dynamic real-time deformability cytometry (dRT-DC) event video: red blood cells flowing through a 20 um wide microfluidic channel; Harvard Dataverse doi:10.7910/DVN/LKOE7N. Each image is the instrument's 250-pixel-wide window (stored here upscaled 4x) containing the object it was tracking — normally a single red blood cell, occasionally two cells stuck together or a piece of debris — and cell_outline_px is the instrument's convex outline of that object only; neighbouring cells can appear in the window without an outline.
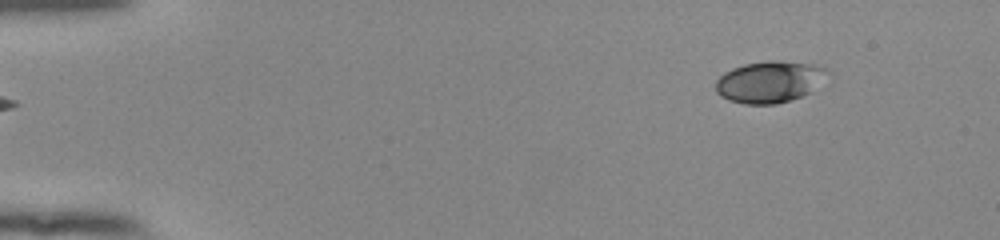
{"species": "human", "species_latin": "Homo sapiens", "temperature_condition": "room temperature", "stored_images_in_passage": 48, "camera_frame_rate_fps": 3000, "um_per_image_px": 0.085, "donor": {"sex": "female"}, "frame": {"image": 1, "passage_image": 1, "time_ms": 0.0, "image_size_px": [1000, 240], "cell_outline_px": [[832, 76], [808, 92], [792, 100], [776, 104], [744, 104], [728, 100], [720, 96], [716, 92], [716, 80], [724, 72], [732, 68], [744, 64], [772, 60], [780, 60], [820, 64], [828, 68], [832, 72]], "centroid_in_image_um": [65.49, 6.93], "position_along_channel_um": 19.5, "area_um2": 27.74}}
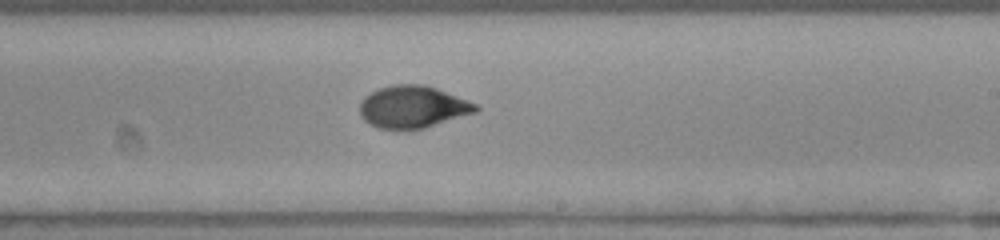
{"frame": {"image": 2, "passage_image": 28, "time_ms": 9.0, "image_size_px": [1000, 240], "cell_outline_px": [[480, 108], [476, 112], [424, 128], [376, 128], [368, 124], [360, 116], [360, 104], [364, 96], [380, 88], [392, 84], [424, 84], [436, 88], [476, 104]], "centroid_in_image_um": [35.05, 9.08], "position_along_channel_um": 253.9, "area_um2": 28.21}}
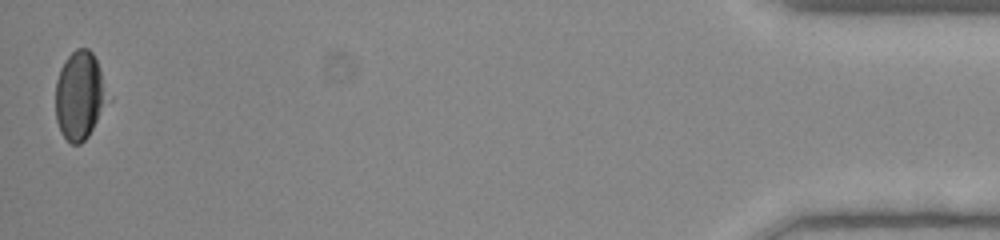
{"frame": {"image": 3, "passage_image": 48, "time_ms": 15.667, "image_size_px": [1000, 240], "cell_outline_px": [[112, 100], [88, 136], [80, 144], [72, 144], [60, 132], [56, 120], [56, 80], [60, 68], [64, 60], [76, 48], [88, 48], [92, 52], [96, 60]], "centroid_in_image_um": [6.81, 8.13], "position_along_channel_um": 428.4, "area_um2": 27.34}, "authors_computed_cell_mechanics": {"area_um2": 27.9752, "velocity_mm_per_s": 3.8839, "shape_relaxation_time_tau1_ms": 7.4072, "shape_relaxation_time_tau2_ms": 1.0079, "deformation_change_tau1": 0.1616, "deformation_change_tau2": 0.0467}}